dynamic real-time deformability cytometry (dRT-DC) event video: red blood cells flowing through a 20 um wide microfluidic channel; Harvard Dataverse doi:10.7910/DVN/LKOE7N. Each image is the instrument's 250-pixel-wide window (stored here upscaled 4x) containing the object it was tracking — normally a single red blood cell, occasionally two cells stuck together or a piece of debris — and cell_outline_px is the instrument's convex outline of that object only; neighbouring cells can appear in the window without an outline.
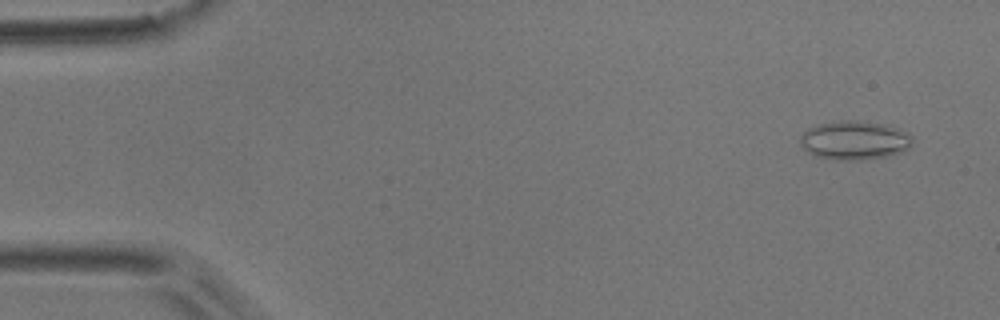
{"species": "common noctule bat (a hibernating species)", "species_latin": "Nyctalus noctula", "temperature_condition": "room temperature", "stored_images_in_passage": 52, "camera_frame_rate_fps": 3000, "um_per_image_px": 0.085, "animal": {"sex": "male", "body_mass_g": 17.9}, "frame": {"image": 1, "passage_image": 3, "time_ms": 0.667, "image_size_px": [1000, 320], "cell_outline_px": [[912, 144], [904, 152], [884, 156], [860, 160], [836, 160], [816, 156], [808, 152], [800, 144], [800, 136], [808, 128], [816, 124], [840, 120], [856, 120], [888, 124], [900, 128], [908, 132], [912, 136]], "centroid_in_image_um": [72.65, 11.91], "position_along_channel_um": 12.3, "area_um2": 25.78}}
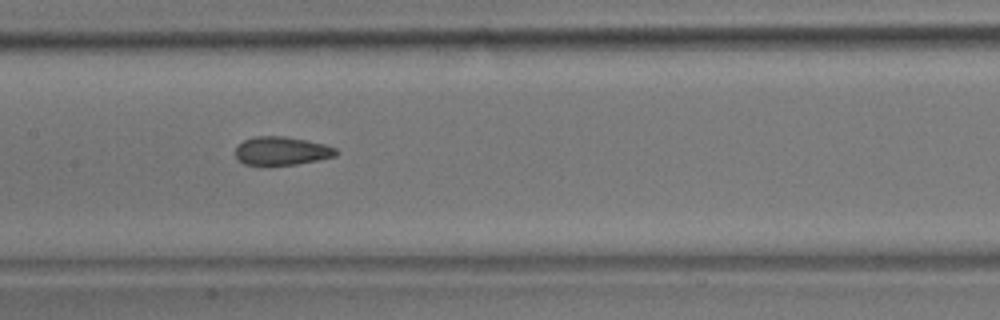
{"frame": {"image": 2, "passage_image": 25, "time_ms": 8.0, "image_size_px": [1000, 320], "cell_outline_px": [[340, 152], [336, 156], [320, 160], [296, 164], [268, 168], [244, 164], [236, 156], [236, 148], [244, 140], [256, 136], [284, 136], [308, 140], [324, 144], [336, 148]], "centroid_in_image_um": [23.96, 12.87], "position_along_channel_um": 183.4, "area_um2": 17.28}}
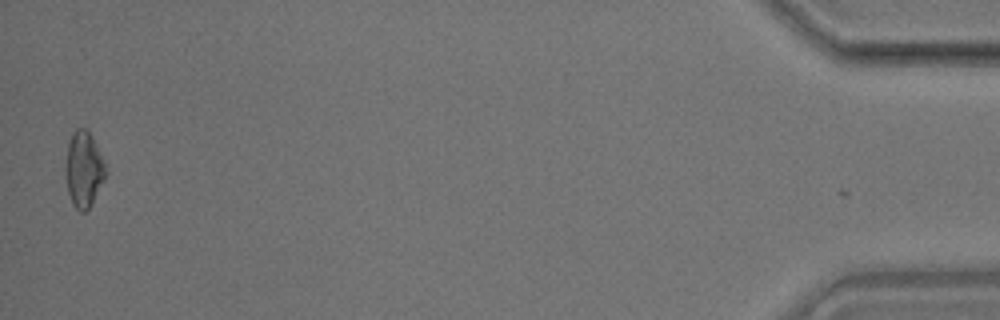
{"frame": {"image": 3, "passage_image": 51, "time_ms": 16.667, "image_size_px": [1000, 320], "cell_outline_px": [[108, 172], [104, 180], [88, 208], [84, 212], [80, 212], [72, 204], [68, 192], [64, 172], [64, 164], [68, 144], [72, 132], [76, 128], [84, 128], [92, 136], [104, 160]], "centroid_in_image_um": [7.1, 14.37], "position_along_channel_um": 428.1, "area_um2": 17.86}, "authors_computed_cell_mechanics": {"area_um2": 17.34, "velocity_mm_per_s": 3.8676, "shape_relaxation_time_tau1_ms": null, "shape_relaxation_time_tau2_ms": 2.2822, "deformation_change_tau1": null, "deformation_change_tau2": 0.0829}}